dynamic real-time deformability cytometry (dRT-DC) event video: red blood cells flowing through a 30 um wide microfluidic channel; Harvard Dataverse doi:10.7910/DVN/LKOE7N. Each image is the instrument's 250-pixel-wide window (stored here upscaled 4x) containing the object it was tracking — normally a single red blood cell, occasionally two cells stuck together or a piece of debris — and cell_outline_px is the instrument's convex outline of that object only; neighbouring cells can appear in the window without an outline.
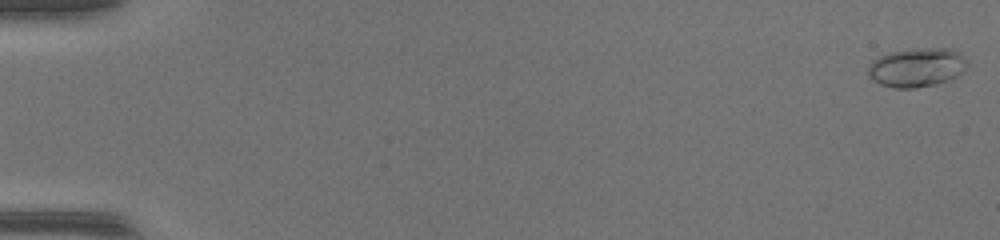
{"species": "common noctule bat (a hibernating species)", "species_latin": "Nyctalus noctula", "temperature_condition": "warm", "stored_images_in_passage": 50, "camera_frame_rate_fps": 3000, "um_per_image_px": 0.085, "animal": {"sex": "female", "body_mass_g": 17.0, "forearm_length_mm": 48.0}, "frame": {"image": 1, "passage_image": 1, "time_ms": 0.0, "image_size_px": [1000, 240], "cell_outline_px": [[968, 60], [964, 72], [948, 80], [936, 84], [916, 88], [892, 88], [880, 84], [872, 80], [868, 76], [868, 64], [872, 60], [888, 52], [916, 48], [948, 48], [960, 52]], "centroid_in_image_um": [77.92, 5.73], "position_along_channel_um": 7.1, "area_um2": 22.89}}
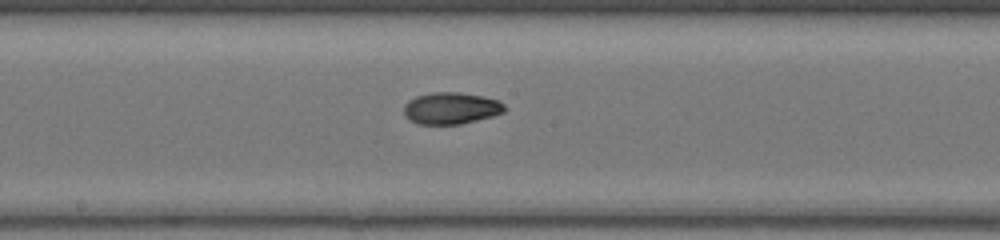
{"frame": {"image": 2, "passage_image": 28, "time_ms": 9.0, "image_size_px": [1000, 240], "cell_outline_px": [[508, 108], [504, 112], [492, 116], [460, 124], [416, 124], [408, 120], [404, 116], [404, 104], [408, 100], [416, 96], [432, 92], [456, 92], [484, 96], [500, 100]], "centroid_in_image_um": [38.33, 9.19], "position_along_channel_um": 209.9, "area_um2": 18.9}}
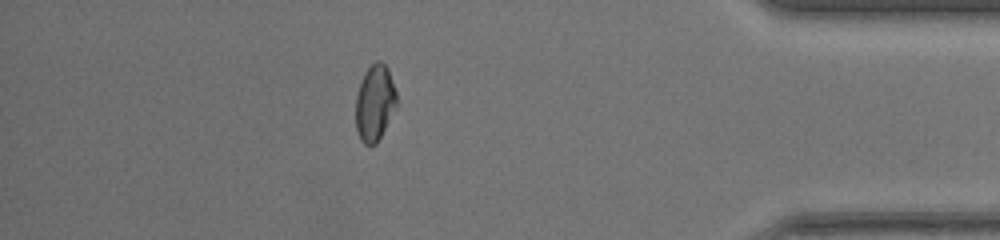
{"frame": {"image": 3, "passage_image": 44, "time_ms": 14.333, "image_size_px": [1000, 240], "cell_outline_px": [[396, 108], [376, 144], [364, 144], [360, 140], [356, 128], [356, 96], [364, 72], [376, 60], [380, 60], [388, 68], [396, 92]], "centroid_in_image_um": [31.85, 8.74], "position_along_channel_um": 403.3, "area_um2": 18.03}, "authors_computed_cell_mechanics": {"area_um2": 18.5827, "velocity_mm_per_s": 4.3104, "shape_relaxation_time_tau1_ms": null, "shape_relaxation_time_tau2_ms": 2.2836, "deformation_change_tau1": null, "deformation_change_tau2": 0.047}}